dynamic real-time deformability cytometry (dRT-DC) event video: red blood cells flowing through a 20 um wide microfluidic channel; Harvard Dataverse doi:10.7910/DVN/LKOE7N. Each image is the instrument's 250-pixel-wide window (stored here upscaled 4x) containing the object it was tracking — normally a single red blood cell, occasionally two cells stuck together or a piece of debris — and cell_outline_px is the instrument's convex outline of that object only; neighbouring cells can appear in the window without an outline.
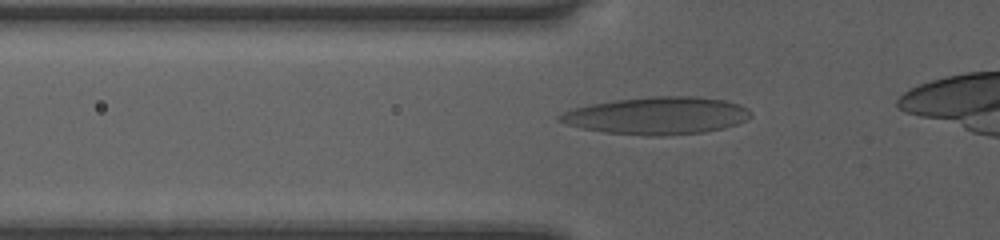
{"species": "human", "species_latin": "Homo sapiens", "temperature_condition": "room temperature", "stored_images_in_passage": 35, "camera_frame_rate_fps": 3000, "um_per_image_px": 0.085, "donor": {"sex": "female"}, "frame": {"image": 1, "passage_image": 8, "time_ms": 2.333, "image_size_px": [1000, 240], "cell_outline_px": [[752, 116], [748, 120], [724, 128], [704, 132], [660, 136], [648, 136], [604, 132], [580, 128], [556, 120], [556, 116], [564, 112], [576, 108], [592, 104], [616, 100], [652, 96], [696, 96], [724, 100], [740, 104], [748, 108], [752, 112]], "centroid_in_image_um": [55.89, 9.83], "position_along_channel_um": 69.9, "area_um2": 41.73}}
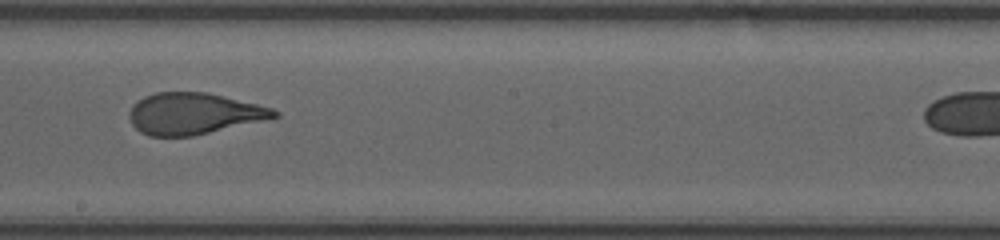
{"frame": {"image": 2, "passage_image": 20, "time_ms": 6.333, "image_size_px": [1000, 240], "cell_outline_px": [[280, 116], [192, 136], [148, 136], [140, 132], [132, 124], [128, 116], [128, 112], [132, 104], [136, 100], [144, 96], [156, 92], [208, 92], [272, 108], [280, 112]], "centroid_in_image_um": [16.4, 9.65], "position_along_channel_um": 231.8, "area_um2": 34.91}}
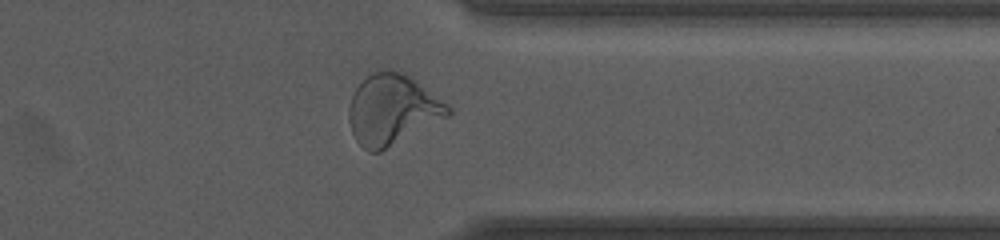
{"frame": {"image": 3, "passage_image": 31, "time_ms": 10.0, "image_size_px": [1000, 240], "cell_outline_px": [[452, 112], [448, 116], [380, 152], [368, 152], [356, 140], [352, 132], [348, 116], [348, 112], [352, 96], [356, 88], [372, 72], [388, 68], [400, 72], [408, 76], [448, 104], [452, 108]], "centroid_in_image_um": [33.33, 9.33], "position_along_channel_um": 378.1, "area_um2": 40.06}}